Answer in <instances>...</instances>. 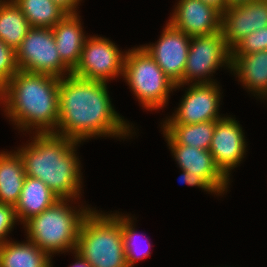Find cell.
Masks as SVG:
<instances>
[{
	"mask_svg": "<svg viewBox=\"0 0 267 267\" xmlns=\"http://www.w3.org/2000/svg\"><path fill=\"white\" fill-rule=\"evenodd\" d=\"M106 86V82L87 80L73 74L60 78L56 130L60 129L54 133L78 142L96 135H129L130 125L112 107Z\"/></svg>",
	"mask_w": 267,
	"mask_h": 267,
	"instance_id": "cell-1",
	"label": "cell"
},
{
	"mask_svg": "<svg viewBox=\"0 0 267 267\" xmlns=\"http://www.w3.org/2000/svg\"><path fill=\"white\" fill-rule=\"evenodd\" d=\"M59 87L60 78L19 70L0 90V101L22 130L33 126L36 133H54L59 122Z\"/></svg>",
	"mask_w": 267,
	"mask_h": 267,
	"instance_id": "cell-2",
	"label": "cell"
},
{
	"mask_svg": "<svg viewBox=\"0 0 267 267\" xmlns=\"http://www.w3.org/2000/svg\"><path fill=\"white\" fill-rule=\"evenodd\" d=\"M77 144L55 133H37L33 142L17 153L26 176L42 180L59 199L68 201L81 190L80 164L74 152Z\"/></svg>",
	"mask_w": 267,
	"mask_h": 267,
	"instance_id": "cell-3",
	"label": "cell"
},
{
	"mask_svg": "<svg viewBox=\"0 0 267 267\" xmlns=\"http://www.w3.org/2000/svg\"><path fill=\"white\" fill-rule=\"evenodd\" d=\"M75 252L92 267H128L122 216L90 210L82 220Z\"/></svg>",
	"mask_w": 267,
	"mask_h": 267,
	"instance_id": "cell-4",
	"label": "cell"
},
{
	"mask_svg": "<svg viewBox=\"0 0 267 267\" xmlns=\"http://www.w3.org/2000/svg\"><path fill=\"white\" fill-rule=\"evenodd\" d=\"M65 201L57 200L51 207L24 223L28 240L50 257L51 253L64 250L72 249L75 252L82 220L91 210L86 208L75 211Z\"/></svg>",
	"mask_w": 267,
	"mask_h": 267,
	"instance_id": "cell-5",
	"label": "cell"
},
{
	"mask_svg": "<svg viewBox=\"0 0 267 267\" xmlns=\"http://www.w3.org/2000/svg\"><path fill=\"white\" fill-rule=\"evenodd\" d=\"M122 76L143 107L151 110L164 107L176 86L143 46L126 52Z\"/></svg>",
	"mask_w": 267,
	"mask_h": 267,
	"instance_id": "cell-6",
	"label": "cell"
},
{
	"mask_svg": "<svg viewBox=\"0 0 267 267\" xmlns=\"http://www.w3.org/2000/svg\"><path fill=\"white\" fill-rule=\"evenodd\" d=\"M19 70L62 78L72 70L61 60L51 28L31 27L16 49Z\"/></svg>",
	"mask_w": 267,
	"mask_h": 267,
	"instance_id": "cell-7",
	"label": "cell"
},
{
	"mask_svg": "<svg viewBox=\"0 0 267 267\" xmlns=\"http://www.w3.org/2000/svg\"><path fill=\"white\" fill-rule=\"evenodd\" d=\"M226 64L231 69V49L226 45L222 32L210 35L193 36L190 40L187 62L183 79L175 88L200 78L196 83H212L207 74L214 73L218 67ZM203 76V77H202ZM205 78V79H202Z\"/></svg>",
	"mask_w": 267,
	"mask_h": 267,
	"instance_id": "cell-8",
	"label": "cell"
},
{
	"mask_svg": "<svg viewBox=\"0 0 267 267\" xmlns=\"http://www.w3.org/2000/svg\"><path fill=\"white\" fill-rule=\"evenodd\" d=\"M125 55L109 39L85 40L78 65L72 74L87 80L102 81L123 75Z\"/></svg>",
	"mask_w": 267,
	"mask_h": 267,
	"instance_id": "cell-9",
	"label": "cell"
},
{
	"mask_svg": "<svg viewBox=\"0 0 267 267\" xmlns=\"http://www.w3.org/2000/svg\"><path fill=\"white\" fill-rule=\"evenodd\" d=\"M166 25L158 43L143 48L177 85L183 79L191 37L170 22Z\"/></svg>",
	"mask_w": 267,
	"mask_h": 267,
	"instance_id": "cell-10",
	"label": "cell"
},
{
	"mask_svg": "<svg viewBox=\"0 0 267 267\" xmlns=\"http://www.w3.org/2000/svg\"><path fill=\"white\" fill-rule=\"evenodd\" d=\"M215 83L194 82L186 92L179 108H177L175 116L164 123L196 124L220 119L221 117L218 115L220 89Z\"/></svg>",
	"mask_w": 267,
	"mask_h": 267,
	"instance_id": "cell-11",
	"label": "cell"
},
{
	"mask_svg": "<svg viewBox=\"0 0 267 267\" xmlns=\"http://www.w3.org/2000/svg\"><path fill=\"white\" fill-rule=\"evenodd\" d=\"M264 26H267V0L227 7L221 13L222 36L230 49L245 36Z\"/></svg>",
	"mask_w": 267,
	"mask_h": 267,
	"instance_id": "cell-12",
	"label": "cell"
},
{
	"mask_svg": "<svg viewBox=\"0 0 267 267\" xmlns=\"http://www.w3.org/2000/svg\"><path fill=\"white\" fill-rule=\"evenodd\" d=\"M245 139L240 124L230 117L216 120L210 153L220 171L228 178L245 154Z\"/></svg>",
	"mask_w": 267,
	"mask_h": 267,
	"instance_id": "cell-13",
	"label": "cell"
},
{
	"mask_svg": "<svg viewBox=\"0 0 267 267\" xmlns=\"http://www.w3.org/2000/svg\"><path fill=\"white\" fill-rule=\"evenodd\" d=\"M169 22L190 37L221 31V12L201 0H180Z\"/></svg>",
	"mask_w": 267,
	"mask_h": 267,
	"instance_id": "cell-14",
	"label": "cell"
},
{
	"mask_svg": "<svg viewBox=\"0 0 267 267\" xmlns=\"http://www.w3.org/2000/svg\"><path fill=\"white\" fill-rule=\"evenodd\" d=\"M168 145L181 170L201 176L218 195L227 189V178L217 167L209 150L177 144L164 130Z\"/></svg>",
	"mask_w": 267,
	"mask_h": 267,
	"instance_id": "cell-15",
	"label": "cell"
},
{
	"mask_svg": "<svg viewBox=\"0 0 267 267\" xmlns=\"http://www.w3.org/2000/svg\"><path fill=\"white\" fill-rule=\"evenodd\" d=\"M61 60L73 71L78 65L87 39L78 14H67L51 28Z\"/></svg>",
	"mask_w": 267,
	"mask_h": 267,
	"instance_id": "cell-16",
	"label": "cell"
},
{
	"mask_svg": "<svg viewBox=\"0 0 267 267\" xmlns=\"http://www.w3.org/2000/svg\"><path fill=\"white\" fill-rule=\"evenodd\" d=\"M240 81L257 95H267V50L247 55H231V71ZM267 97V96H266Z\"/></svg>",
	"mask_w": 267,
	"mask_h": 267,
	"instance_id": "cell-17",
	"label": "cell"
},
{
	"mask_svg": "<svg viewBox=\"0 0 267 267\" xmlns=\"http://www.w3.org/2000/svg\"><path fill=\"white\" fill-rule=\"evenodd\" d=\"M59 198L40 179L26 176L19 200L14 206L17 219L23 224L51 207Z\"/></svg>",
	"mask_w": 267,
	"mask_h": 267,
	"instance_id": "cell-18",
	"label": "cell"
},
{
	"mask_svg": "<svg viewBox=\"0 0 267 267\" xmlns=\"http://www.w3.org/2000/svg\"><path fill=\"white\" fill-rule=\"evenodd\" d=\"M25 177L24 165L17 152L0 153V203L17 204Z\"/></svg>",
	"mask_w": 267,
	"mask_h": 267,
	"instance_id": "cell-19",
	"label": "cell"
},
{
	"mask_svg": "<svg viewBox=\"0 0 267 267\" xmlns=\"http://www.w3.org/2000/svg\"><path fill=\"white\" fill-rule=\"evenodd\" d=\"M0 244V267H51V257L33 242Z\"/></svg>",
	"mask_w": 267,
	"mask_h": 267,
	"instance_id": "cell-20",
	"label": "cell"
},
{
	"mask_svg": "<svg viewBox=\"0 0 267 267\" xmlns=\"http://www.w3.org/2000/svg\"><path fill=\"white\" fill-rule=\"evenodd\" d=\"M31 28L13 0H0V40L15 51Z\"/></svg>",
	"mask_w": 267,
	"mask_h": 267,
	"instance_id": "cell-21",
	"label": "cell"
},
{
	"mask_svg": "<svg viewBox=\"0 0 267 267\" xmlns=\"http://www.w3.org/2000/svg\"><path fill=\"white\" fill-rule=\"evenodd\" d=\"M216 121L196 124H164V131L179 145L209 150Z\"/></svg>",
	"mask_w": 267,
	"mask_h": 267,
	"instance_id": "cell-22",
	"label": "cell"
},
{
	"mask_svg": "<svg viewBox=\"0 0 267 267\" xmlns=\"http://www.w3.org/2000/svg\"><path fill=\"white\" fill-rule=\"evenodd\" d=\"M31 27L52 28L67 13L52 0H13Z\"/></svg>",
	"mask_w": 267,
	"mask_h": 267,
	"instance_id": "cell-23",
	"label": "cell"
},
{
	"mask_svg": "<svg viewBox=\"0 0 267 267\" xmlns=\"http://www.w3.org/2000/svg\"><path fill=\"white\" fill-rule=\"evenodd\" d=\"M135 229L132 226V220L128 216H122V236L124 242V251L126 256V262L128 267H134V264L137 260H141L145 257H148L151 253L147 250L144 251L141 246H136L135 243L137 240ZM140 240V244H141ZM138 242V241H137ZM139 244V245H140ZM148 247H151L150 243L146 244ZM141 249L143 250L141 252ZM146 249V248H145ZM149 249V248H148ZM140 251V252H139Z\"/></svg>",
	"mask_w": 267,
	"mask_h": 267,
	"instance_id": "cell-24",
	"label": "cell"
},
{
	"mask_svg": "<svg viewBox=\"0 0 267 267\" xmlns=\"http://www.w3.org/2000/svg\"><path fill=\"white\" fill-rule=\"evenodd\" d=\"M267 50V26L245 36L232 49L231 55H247Z\"/></svg>",
	"mask_w": 267,
	"mask_h": 267,
	"instance_id": "cell-25",
	"label": "cell"
},
{
	"mask_svg": "<svg viewBox=\"0 0 267 267\" xmlns=\"http://www.w3.org/2000/svg\"><path fill=\"white\" fill-rule=\"evenodd\" d=\"M18 71L16 51L0 40V90Z\"/></svg>",
	"mask_w": 267,
	"mask_h": 267,
	"instance_id": "cell-26",
	"label": "cell"
},
{
	"mask_svg": "<svg viewBox=\"0 0 267 267\" xmlns=\"http://www.w3.org/2000/svg\"><path fill=\"white\" fill-rule=\"evenodd\" d=\"M17 220L15 208L12 205L0 203V244L6 242V235Z\"/></svg>",
	"mask_w": 267,
	"mask_h": 267,
	"instance_id": "cell-27",
	"label": "cell"
},
{
	"mask_svg": "<svg viewBox=\"0 0 267 267\" xmlns=\"http://www.w3.org/2000/svg\"><path fill=\"white\" fill-rule=\"evenodd\" d=\"M183 171V174L179 178V182L188 184L189 186H198L206 191L214 192L216 191L199 175L193 174L192 172Z\"/></svg>",
	"mask_w": 267,
	"mask_h": 267,
	"instance_id": "cell-28",
	"label": "cell"
},
{
	"mask_svg": "<svg viewBox=\"0 0 267 267\" xmlns=\"http://www.w3.org/2000/svg\"><path fill=\"white\" fill-rule=\"evenodd\" d=\"M56 5L63 9L67 14H77L76 6L80 0H52Z\"/></svg>",
	"mask_w": 267,
	"mask_h": 267,
	"instance_id": "cell-29",
	"label": "cell"
},
{
	"mask_svg": "<svg viewBox=\"0 0 267 267\" xmlns=\"http://www.w3.org/2000/svg\"><path fill=\"white\" fill-rule=\"evenodd\" d=\"M202 2L213 6L215 9L220 11L221 13L227 8V4L225 0H201Z\"/></svg>",
	"mask_w": 267,
	"mask_h": 267,
	"instance_id": "cell-30",
	"label": "cell"
},
{
	"mask_svg": "<svg viewBox=\"0 0 267 267\" xmlns=\"http://www.w3.org/2000/svg\"><path fill=\"white\" fill-rule=\"evenodd\" d=\"M77 257V262L71 267H92L89 263H87L78 253L74 252Z\"/></svg>",
	"mask_w": 267,
	"mask_h": 267,
	"instance_id": "cell-31",
	"label": "cell"
},
{
	"mask_svg": "<svg viewBox=\"0 0 267 267\" xmlns=\"http://www.w3.org/2000/svg\"><path fill=\"white\" fill-rule=\"evenodd\" d=\"M254 1H256V0H225L227 7L235 6L238 4L254 2Z\"/></svg>",
	"mask_w": 267,
	"mask_h": 267,
	"instance_id": "cell-32",
	"label": "cell"
}]
</instances>
